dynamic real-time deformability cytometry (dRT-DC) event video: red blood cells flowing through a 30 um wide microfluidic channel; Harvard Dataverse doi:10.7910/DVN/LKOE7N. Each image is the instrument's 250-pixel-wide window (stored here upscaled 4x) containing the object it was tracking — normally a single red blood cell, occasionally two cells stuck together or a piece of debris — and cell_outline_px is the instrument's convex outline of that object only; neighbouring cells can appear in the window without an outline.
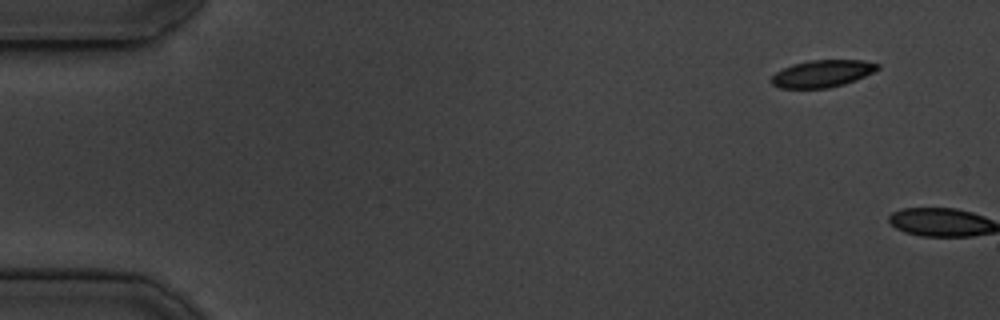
{"species": "common noctule bat (a hibernating species)", "species_latin": "Nyctalus noctula", "temperature_condition": "cold", "stored_images_in_passage": 2, "camera_frame_rate_fps": 3000, "um_per_image_px": 0.085, "animal": {"sex": "male", "body_mass_g": 19.5, "forearm_length_mm": 54.6}, "frame": {"image": 1, "passage_image": 1, "time_ms": 0.0, "image_size_px": [1000, 320], "cell_outline_px": [[880, 68], [856, 80], [844, 84], [828, 88], [780, 88], [772, 84], [772, 76], [776, 72], [792, 64], [808, 60], [864, 60], [880, 64]], "centroid_in_image_um": [69.91, 6.25], "position_along_channel_um": 15.1, "area_um2": 16.76}}